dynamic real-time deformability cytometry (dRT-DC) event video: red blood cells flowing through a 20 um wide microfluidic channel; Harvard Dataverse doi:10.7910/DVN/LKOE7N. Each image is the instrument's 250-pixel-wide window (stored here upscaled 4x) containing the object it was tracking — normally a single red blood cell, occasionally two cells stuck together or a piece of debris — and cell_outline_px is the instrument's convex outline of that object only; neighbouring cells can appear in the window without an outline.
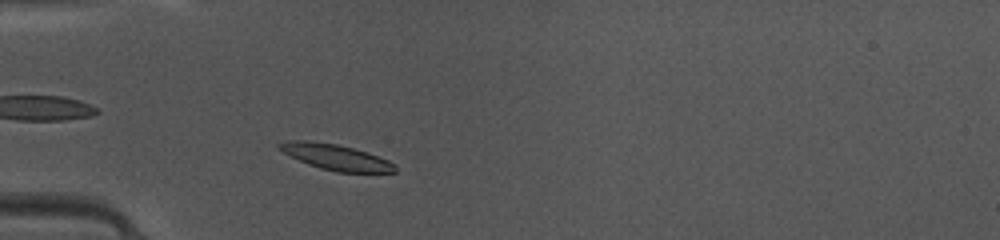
{"species": "common noctule bat (a hibernating species)", "species_latin": "Nyctalus noctula", "temperature_condition": "warm", "stored_images_in_passage": 36, "camera_frame_rate_fps": 3000, "um_per_image_px": 0.085, "animal": {"sex": "female", "body_mass_g": 10.0, "forearm_length_mm": 53.1}, "frame": {"image": 1, "passage_image": 3, "time_ms": 0.667, "image_size_px": [1000, 240], "cell_outline_px": [[396, 172], [336, 172], [320, 168], [308, 164], [276, 148], [276, 144], [288, 140], [308, 140], [336, 144], [368, 152], [388, 160], [396, 164]], "centroid_in_image_um": [28.54, 13.34], "position_along_channel_um": 56.5, "area_um2": 17.28}}
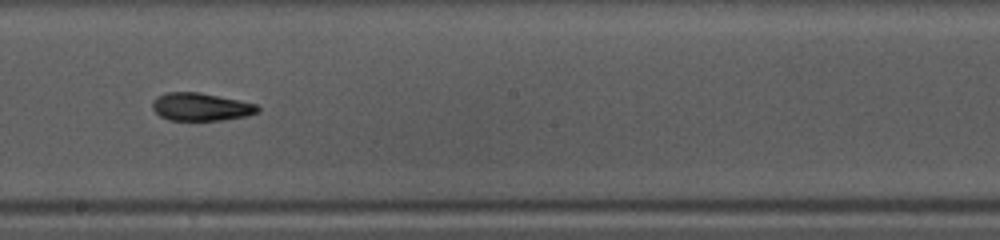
{"frame": {"image": 2, "passage_image": 16, "time_ms": 5.0, "image_size_px": [1000, 240], "cell_outline_px": [[260, 112], [248, 116], [224, 120], [168, 120], [160, 116], [152, 108], [152, 100], [156, 96], [164, 92], [200, 92], [256, 104], [260, 108]], "centroid_in_image_um": [17.06, 9.08], "position_along_channel_um": 231.1, "area_um2": 17.28}}
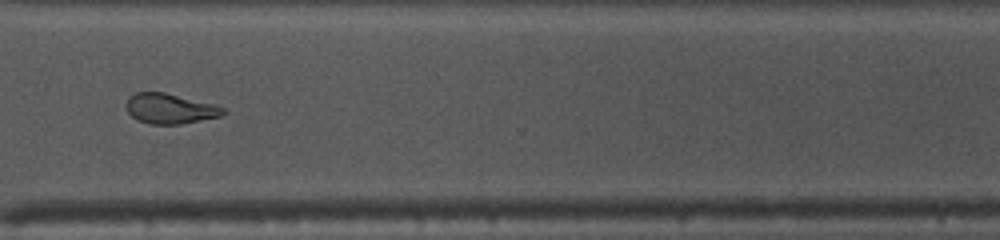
{"frame": {"image": 3, "passage_image": 25, "time_ms": 8.0, "image_size_px": [1000, 240], "cell_outline_px": [[228, 112], [220, 116], [180, 124], [148, 124], [132, 116], [128, 112], [124, 104], [128, 96], [136, 92], [164, 92], [216, 104], [224, 108]], "centroid_in_image_um": [14.44, 9.22], "position_along_channel_um": 356.2, "area_um2": 17.17}, "authors_computed_cell_mechanics": {"area_um2": 17.4845, "velocity_mm_per_s": 4.1811, "shape_relaxation_time_tau1_ms": 4.7159, "shape_relaxation_time_tau2_ms": 3.1522, "deformation_change_tau1": 0.1584, "deformation_change_tau2": 0.0907}}